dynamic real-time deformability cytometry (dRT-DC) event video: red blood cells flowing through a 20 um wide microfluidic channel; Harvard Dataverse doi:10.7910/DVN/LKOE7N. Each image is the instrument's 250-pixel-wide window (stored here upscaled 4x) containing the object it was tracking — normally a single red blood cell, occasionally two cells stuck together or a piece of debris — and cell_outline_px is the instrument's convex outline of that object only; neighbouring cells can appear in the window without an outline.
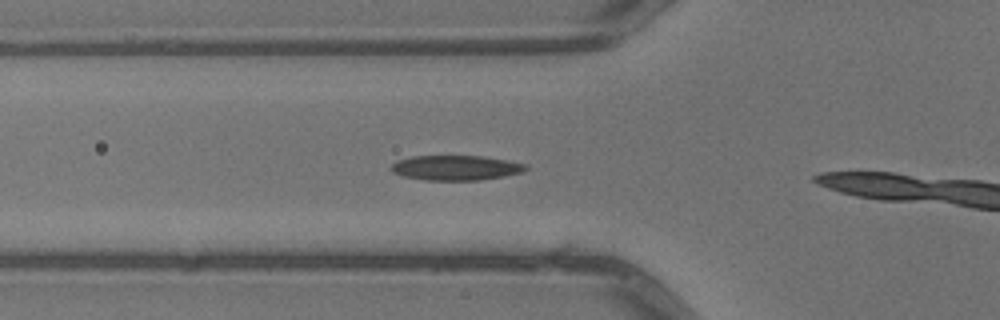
{"species": "common noctule bat (a hibernating species)", "species_latin": "Nyctalus noctula", "temperature_condition": "warm", "stored_images_in_passage": 7, "camera_frame_rate_fps": 3000, "um_per_image_px": 0.085, "animal": {"sex": "male", "body_mass_g": 13.3}, "frame": {"image": 1, "passage_image": 6, "time_ms": 1.667, "image_size_px": [1000, 320], "cell_outline_px": [[528, 168], [524, 172], [504, 176], [480, 180], [424, 180], [404, 176], [392, 172], [392, 164], [400, 160], [412, 156], [480, 156], [528, 164]], "centroid_in_image_um": [38.78, 14.27], "position_along_channel_um": 87.0, "area_um2": 19.36}}